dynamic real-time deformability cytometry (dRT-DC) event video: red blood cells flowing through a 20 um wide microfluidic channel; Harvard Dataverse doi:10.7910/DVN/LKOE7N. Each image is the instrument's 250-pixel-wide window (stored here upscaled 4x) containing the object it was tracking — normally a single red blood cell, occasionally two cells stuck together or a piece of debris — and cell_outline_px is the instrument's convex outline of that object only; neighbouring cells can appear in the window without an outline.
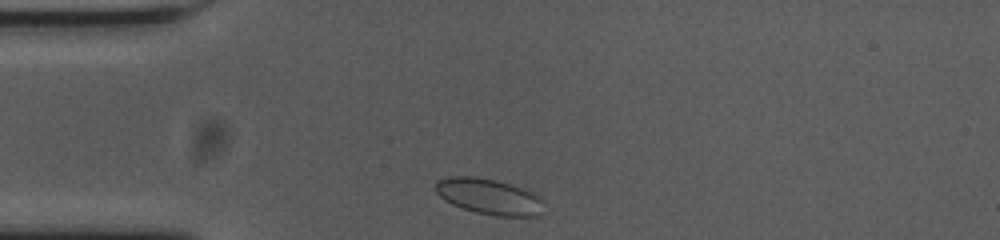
{"species": "common noctule bat (a hibernating species)", "species_latin": "Nyctalus noctula", "temperature_condition": "cold", "stored_images_in_passage": 33, "camera_frame_rate_fps": 3000, "um_per_image_px": 0.085, "animal": {"sex": "female", "body_mass_g": 23.0, "forearm_length_mm": 53.4}, "frame": {"image": 1, "passage_image": 1, "time_ms": 0.0, "image_size_px": [1000, 240], "cell_outline_px": [[540, 216], [496, 216], [476, 212], [452, 204], [444, 200], [436, 192], [436, 184], [440, 180], [452, 176], [472, 176], [492, 180], [508, 184], [520, 188], [536, 196], [540, 200]], "centroid_in_image_um": [41.5, 16.72], "position_along_channel_um": 43.5, "area_um2": 21.73}}
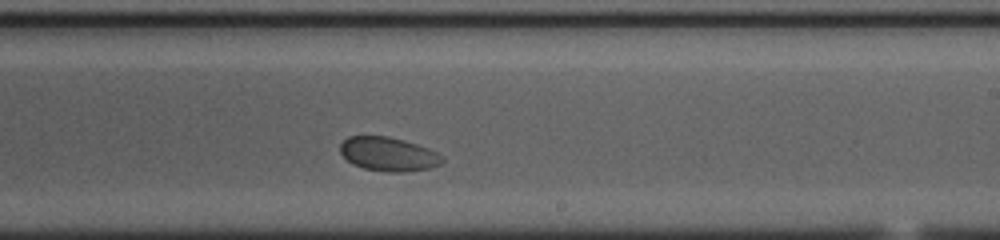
{"frame": {"image": 2, "passage_image": 21, "time_ms": 6.667, "image_size_px": [1000, 240], "cell_outline_px": [[444, 160], [440, 164], [428, 168], [404, 172], [384, 172], [364, 168], [352, 164], [340, 152], [340, 144], [348, 136], [388, 136], [404, 140], [428, 148], [444, 156]], "centroid_in_image_um": [33.01, 13.1], "position_along_channel_um": 256.0, "area_um2": 20.17}}
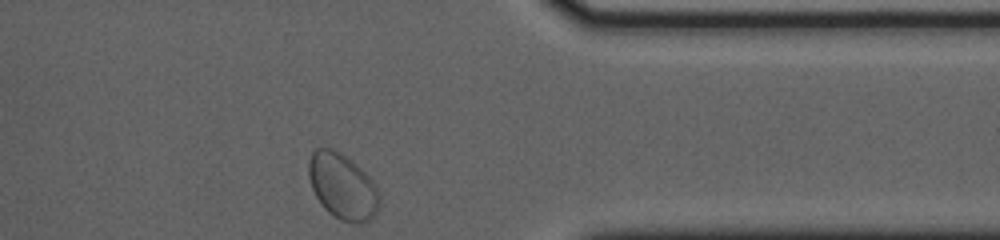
{"frame": {"image": 3, "passage_image": 33, "time_ms": 10.667, "image_size_px": [1000, 240], "cell_outline_px": [[380, 204], [376, 216], [372, 220], [360, 224], [352, 224], [340, 220], [332, 216], [324, 208], [316, 196], [312, 188], [308, 176], [308, 160], [312, 152], [316, 148], [332, 148], [352, 160], [368, 176], [376, 188], [380, 196]], "centroid_in_image_um": [29.12, 15.88], "position_along_channel_um": 382.3, "area_um2": 27.46}, "authors_computed_cell_mechanics": {"area_um2": 20.6924, "velocity_mm_per_s": 3.4907, "shape_relaxation_time_tau1_ms": 0.5369, "shape_relaxation_time_tau2_ms": null, "deformation_change_tau1": 0.0423, "deformation_change_tau2": null}}